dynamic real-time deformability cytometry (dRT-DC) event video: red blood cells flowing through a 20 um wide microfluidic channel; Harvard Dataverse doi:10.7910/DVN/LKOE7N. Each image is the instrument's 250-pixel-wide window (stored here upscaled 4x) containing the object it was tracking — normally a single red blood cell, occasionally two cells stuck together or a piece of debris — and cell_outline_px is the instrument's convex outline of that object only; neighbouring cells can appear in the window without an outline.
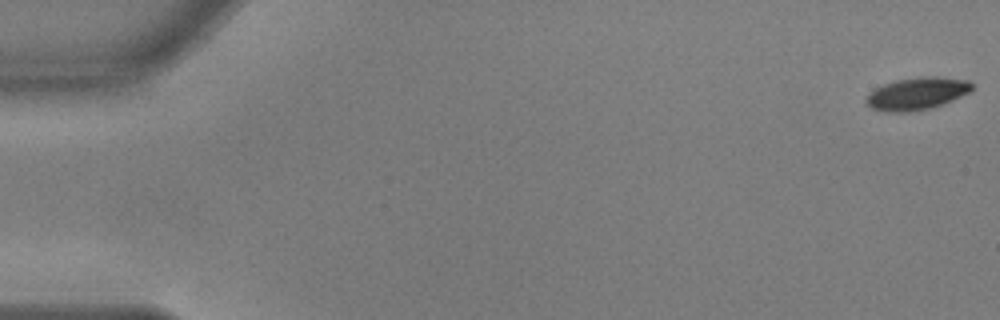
{"species": "common noctule bat (a hibernating species)", "species_latin": "Nyctalus noctula", "temperature_condition": "warm", "stored_images_in_passage": 56, "camera_frame_rate_fps": 3000, "um_per_image_px": 0.085, "animal": {"sex": "male", "body_mass_g": 17.9, "forearm_length_mm": 54.2}, "frame": {"image": 1, "passage_image": 1, "time_ms": 0.0, "image_size_px": [1000, 320], "cell_outline_px": [[972, 88], [968, 92], [952, 100], [932, 108], [912, 112], [884, 112], [872, 108], [864, 100], [876, 88], [884, 84], [896, 80], [928, 76], [936, 76], [968, 80], [972, 84]], "centroid_in_image_um": [77.93, 7.97], "position_along_channel_um": 7.1, "area_um2": 19.77}}
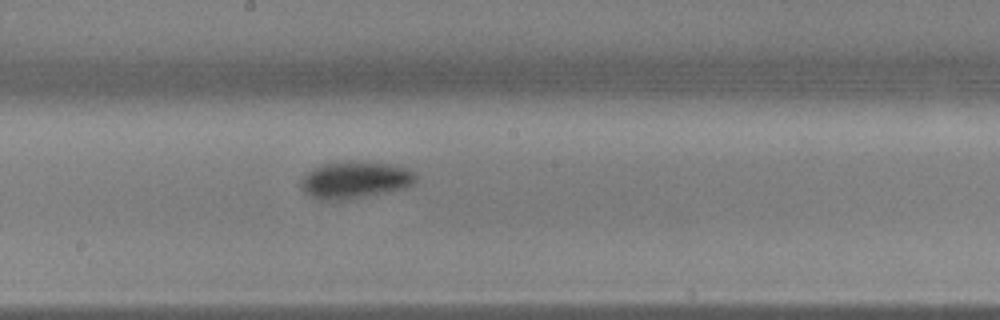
{"frame": {"image": 2, "passage_image": 31, "time_ms": 10.0, "image_size_px": [1000, 320], "cell_outline_px": [[416, 180], [412, 184], [404, 188], [364, 196], [336, 200], [324, 200], [312, 196], [304, 192], [300, 184], [300, 180], [308, 172], [324, 164], [344, 160], [352, 160], [396, 164], [408, 168], [416, 172]], "centroid_in_image_um": [30.21, 15.25], "position_along_channel_um": 218.0, "area_um2": 24.74}}
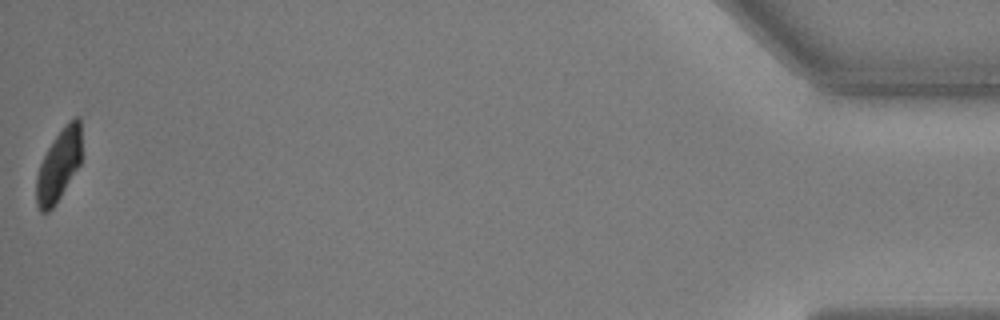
{"frame": {"image": 3, "passage_image": 56, "time_ms": 18.333, "image_size_px": [1000, 320], "cell_outline_px": [[80, 164], [56, 204], [48, 212], [40, 212], [36, 204], [36, 176], [40, 164], [52, 140], [64, 124], [68, 120], [76, 116], [80, 116]], "centroid_in_image_um": [4.98, 14.04], "position_along_channel_um": 430.2, "area_um2": 18.96}, "authors_computed_cell_mechanics": {"area_um2": 21.5016, "velocity_mm_per_s": 3.6378, "shape_relaxation_time_tau1_ms": 2.6359, "shape_relaxation_time_tau2_ms": 1.5341, "deformation_change_tau1": 0.1296, "deformation_change_tau2": 0.044}}